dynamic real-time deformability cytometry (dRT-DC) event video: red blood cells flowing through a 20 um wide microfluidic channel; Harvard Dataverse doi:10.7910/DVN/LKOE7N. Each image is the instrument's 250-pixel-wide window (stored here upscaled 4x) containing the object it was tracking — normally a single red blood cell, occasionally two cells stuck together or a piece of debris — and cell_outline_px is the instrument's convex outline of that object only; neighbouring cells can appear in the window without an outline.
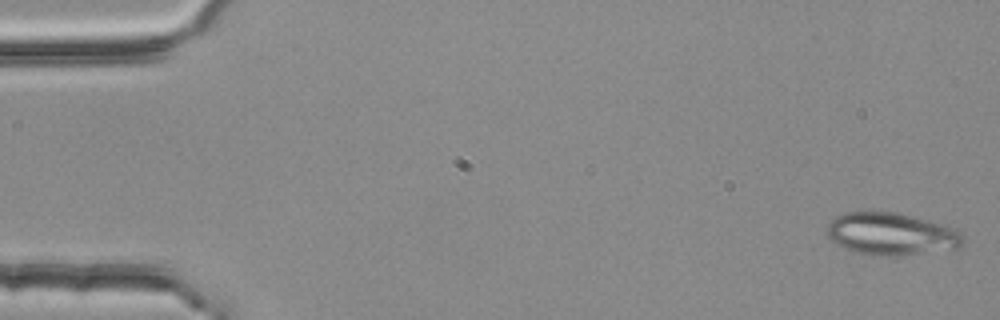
{"species": "common noctule bat (a hibernating species)", "species_latin": "Nyctalus noctula", "temperature_condition": "room temperature", "stored_images_in_passage": 2, "camera_frame_rate_fps": 3000, "um_per_image_px": 0.085, "animal": {"sex": "female", "body_mass_g": 25.1}, "frame": {"image": 1, "passage_image": 2, "time_ms": 0.333, "image_size_px": [1000, 320], "cell_outline_px": [[964, 244], [960, 248], [900, 256], [872, 256], [856, 252], [844, 248], [836, 244], [828, 236], [828, 224], [836, 216], [848, 212], [896, 212], [948, 224], [956, 228], [964, 236]], "centroid_in_image_um": [75.84, 19.9], "position_along_channel_um": 9.2, "area_um2": 34.1}}